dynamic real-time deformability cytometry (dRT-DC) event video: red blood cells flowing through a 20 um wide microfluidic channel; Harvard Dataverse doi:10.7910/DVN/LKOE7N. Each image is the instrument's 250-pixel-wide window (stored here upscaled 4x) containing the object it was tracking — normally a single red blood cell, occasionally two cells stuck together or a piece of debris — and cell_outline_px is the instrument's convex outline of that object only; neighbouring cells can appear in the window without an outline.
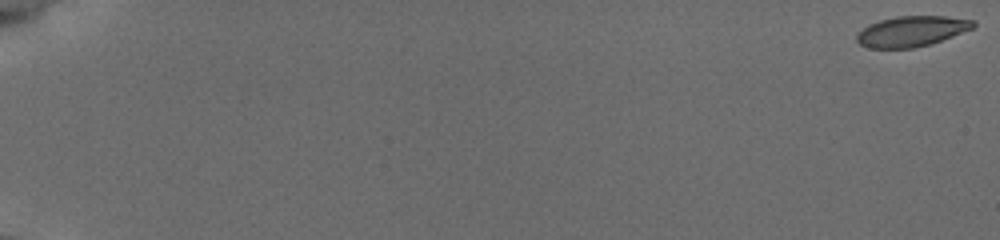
{"species": "common noctule bat (a hibernating species)", "species_latin": "Nyctalus noctula", "temperature_condition": "cold", "stored_images_in_passage": 57, "camera_frame_rate_fps": 3000, "um_per_image_px": 0.085, "animal": {"sex": "female", "body_mass_g": 19.5, "forearm_length_mm": 54.1}, "frame": {"image": 1, "passage_image": 1, "time_ms": 0.0, "image_size_px": [1000, 240], "cell_outline_px": [[976, 24], [972, 28], [952, 36], [928, 44], [912, 48], [868, 48], [860, 44], [856, 40], [856, 32], [868, 24], [880, 20], [896, 16], [944, 16], [976, 20]], "centroid_in_image_um": [77.43, 2.65], "position_along_channel_um": 7.6, "area_um2": 20.63}}
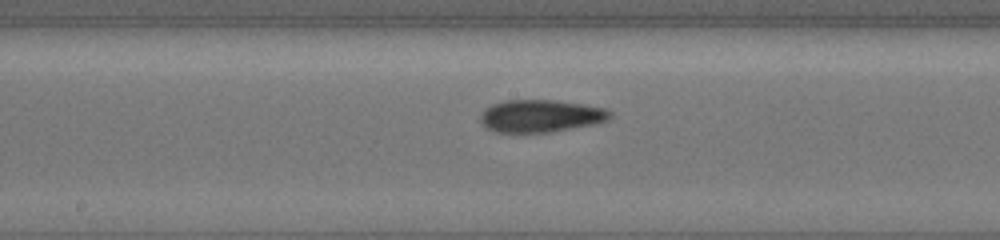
{"frame": {"image": 2, "passage_image": 33, "time_ms": 10.667, "image_size_px": [1000, 240], "cell_outline_px": [[612, 116], [608, 120], [596, 124], [548, 132], [496, 132], [488, 128], [480, 120], [480, 116], [484, 108], [492, 104], [504, 100], [556, 100], [608, 108], [612, 112]], "centroid_in_image_um": [45.99, 9.84], "position_along_channel_um": 202.2, "area_um2": 24.62}}
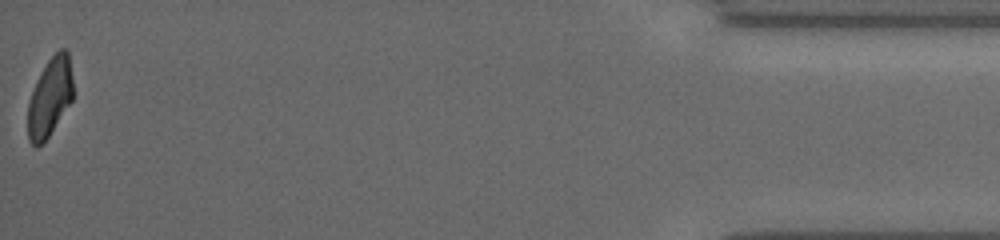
{"frame": {"image": 3, "passage_image": 57, "time_ms": 18.667, "image_size_px": [1000, 240], "cell_outline_px": [[72, 100], [48, 136], [36, 148], [28, 140], [28, 104], [36, 80], [40, 72], [48, 60], [60, 48], [64, 48], [68, 52], [72, 76]], "centroid_in_image_um": [4.23, 8.24], "position_along_channel_um": 431.0, "area_um2": 20.4}, "authors_computed_cell_mechanics": {"area_um2": 22.5998, "velocity_mm_per_s": 3.8164, "shape_relaxation_time_tau1_ms": 3.9288, "shape_relaxation_time_tau2_ms": 2.4202, "deformation_change_tau1": 0.129, "deformation_change_tau2": 0.0643}}